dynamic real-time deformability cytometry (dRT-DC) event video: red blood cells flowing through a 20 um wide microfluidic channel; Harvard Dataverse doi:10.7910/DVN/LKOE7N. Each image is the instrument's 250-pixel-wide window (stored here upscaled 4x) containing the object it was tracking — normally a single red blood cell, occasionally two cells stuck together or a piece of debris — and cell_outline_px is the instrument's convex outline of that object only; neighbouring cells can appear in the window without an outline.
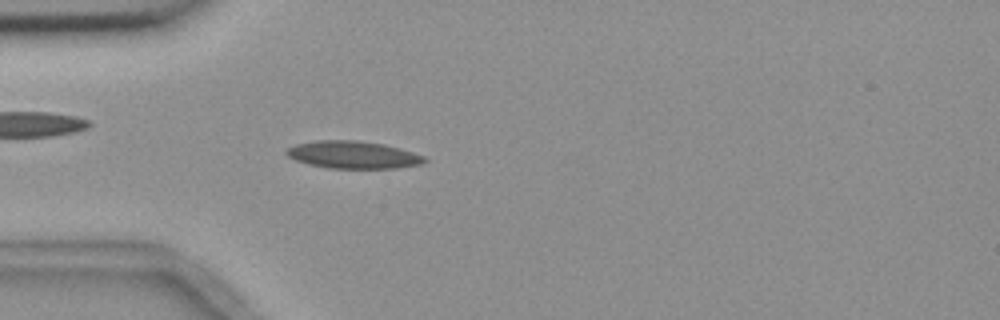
{"species": "common noctule bat (a hibernating species)", "species_latin": "Nyctalus noctula", "temperature_condition": "room temperature", "stored_images_in_passage": 2, "camera_frame_rate_fps": 3000, "um_per_image_px": 0.085, "animal": {"sex": "female", "body_mass_g": 18.4}, "frame": {"image": 1, "passage_image": 2, "time_ms": 1.0, "image_size_px": [1000, 320], "cell_outline_px": [[428, 160], [424, 164], [396, 168], [328, 168], [308, 164], [296, 160], [288, 156], [284, 152], [288, 148], [296, 144], [316, 140], [356, 140], [384, 144], [400, 148], [424, 156]], "centroid_in_image_um": [30.03, 13.16], "position_along_channel_um": 55.0, "area_um2": 22.14}}